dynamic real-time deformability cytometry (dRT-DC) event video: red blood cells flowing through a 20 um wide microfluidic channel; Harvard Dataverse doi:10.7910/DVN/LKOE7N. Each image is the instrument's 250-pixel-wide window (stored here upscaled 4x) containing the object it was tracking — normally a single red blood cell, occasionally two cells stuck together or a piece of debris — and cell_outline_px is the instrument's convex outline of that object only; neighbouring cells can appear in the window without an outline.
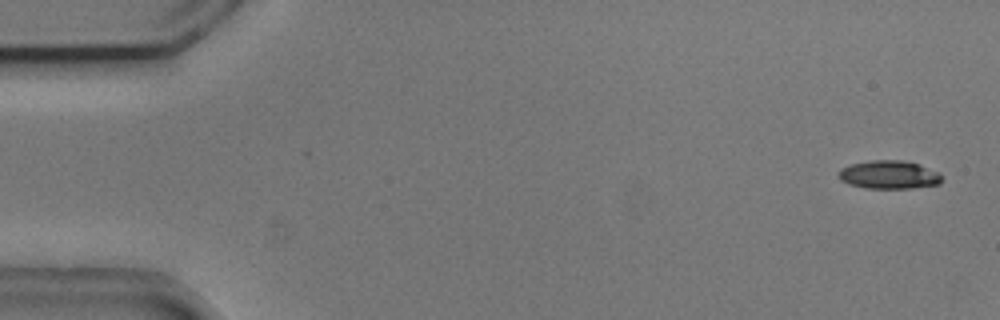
{"species": "common noctule bat (a hibernating species)", "species_latin": "Nyctalus noctula", "temperature_condition": "cold", "stored_images_in_passage": 5, "segment_of_instrument_passage": [2, 2], "camera_frame_rate_fps": 3000, "um_per_image_px": 0.085, "animal": {"sex": "male", "body_mass_g": 20.5, "forearm_length_mm": 52.5}, "frame": {"image": 1, "passage_image": 5, "time_ms": 1.333, "image_size_px": [1000, 320], "cell_outline_px": [[940, 184], [912, 188], [864, 188], [848, 184], [840, 180], [836, 172], [840, 168], [852, 164], [872, 160], [904, 160], [920, 164], [936, 172], [940, 176]], "centroid_in_image_um": [75.5, 14.85], "position_along_channel_um": 9.5, "area_um2": 17.05}}